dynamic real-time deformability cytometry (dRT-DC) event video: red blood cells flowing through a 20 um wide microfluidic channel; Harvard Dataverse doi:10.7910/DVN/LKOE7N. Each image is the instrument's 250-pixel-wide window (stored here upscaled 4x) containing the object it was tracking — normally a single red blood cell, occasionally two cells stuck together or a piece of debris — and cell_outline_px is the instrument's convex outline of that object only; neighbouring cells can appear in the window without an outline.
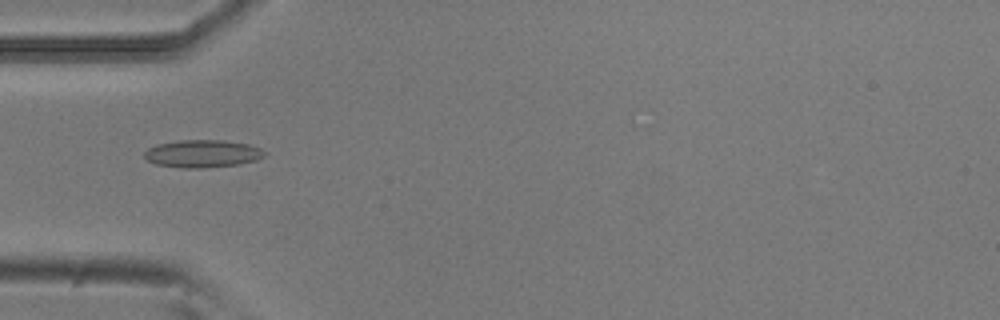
{"species": "common noctule bat (a hibernating species)", "species_latin": "Nyctalus noctula", "temperature_condition": "room temperature", "stored_images_in_passage": 53, "camera_frame_rate_fps": 3000, "um_per_image_px": 0.085, "animal": {"sex": "male", "body_mass_g": 20.5, "forearm_length_mm": 52.5}, "frame": {"image": 1, "passage_image": 17, "time_ms": 5.333, "image_size_px": [1000, 320], "cell_outline_px": [[268, 152], [264, 156], [256, 160], [240, 164], [200, 168], [184, 168], [156, 164], [148, 160], [144, 156], [144, 152], [148, 148], [156, 144], [180, 140], [224, 140], [248, 144], [260, 148]], "centroid_in_image_um": [17.23, 13.05], "position_along_channel_um": 67.8, "area_um2": 19.36}}
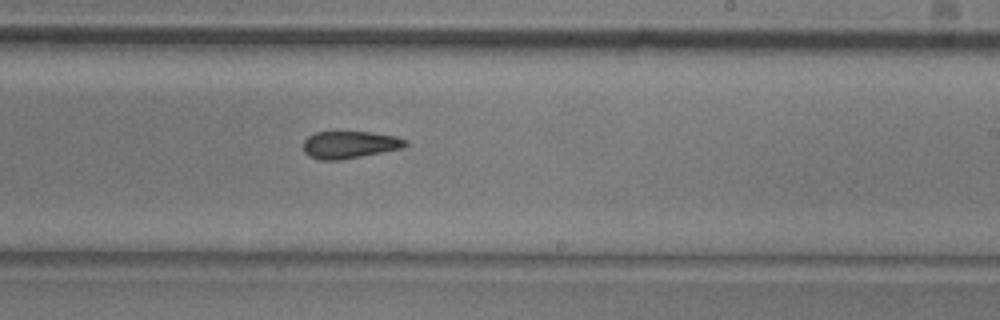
{"frame": {"image": 2, "passage_image": 32, "time_ms": 10.333, "image_size_px": [1000, 320], "cell_outline_px": [[408, 144], [404, 148], [340, 160], [320, 160], [308, 156], [304, 152], [304, 140], [308, 136], [316, 132], [372, 132], [396, 136], [408, 140]], "centroid_in_image_um": [29.74, 12.3], "position_along_channel_um": 259.3, "area_um2": 16.36}}
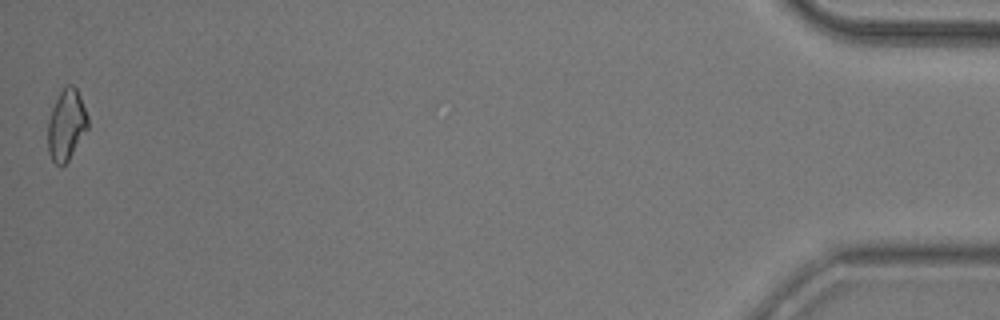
{"frame": {"image": 3, "passage_image": 53, "time_ms": 17.333, "image_size_px": [1000, 320], "cell_outline_px": [[88, 128], [68, 160], [60, 168], [52, 160], [48, 152], [48, 120], [52, 108], [60, 92], [68, 84], [72, 84], [76, 88], [80, 96], [88, 116]], "centroid_in_image_um": [5.64, 10.63], "position_along_channel_um": 429.6, "area_um2": 16.42}, "authors_computed_cell_mechanics": {"area_um2": 16.8776, "velocity_mm_per_s": 3.8085, "shape_relaxation_time_tau1_ms": null, "shape_relaxation_time_tau2_ms": 4.2011, "deformation_change_tau1": null, "deformation_change_tau2": 0.1192}}